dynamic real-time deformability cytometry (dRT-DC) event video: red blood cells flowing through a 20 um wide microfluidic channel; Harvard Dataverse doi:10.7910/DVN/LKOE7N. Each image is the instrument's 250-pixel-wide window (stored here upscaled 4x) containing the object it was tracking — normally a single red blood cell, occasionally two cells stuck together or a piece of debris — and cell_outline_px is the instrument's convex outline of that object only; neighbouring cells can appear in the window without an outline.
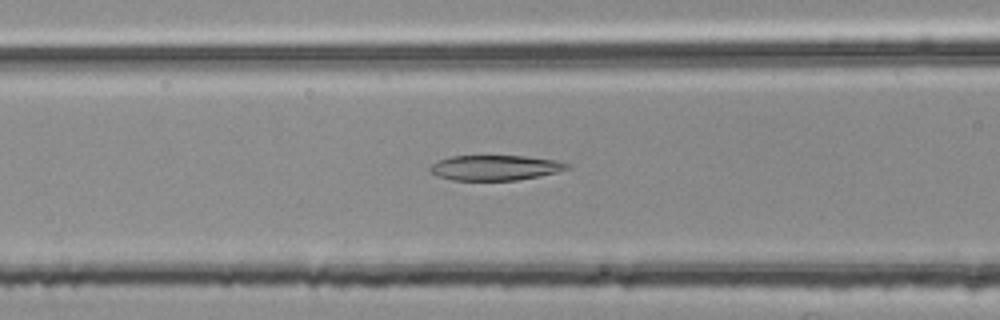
{"species": "common noctule bat (a hibernating species)", "species_latin": "Nyctalus noctula", "temperature_condition": "room temperature", "stored_images_in_passage": 43, "camera_frame_rate_fps": 3000, "um_per_image_px": 0.085, "animal": {"sex": "female", "body_mass_g": 25.1}, "frame": {"image": 1, "passage_image": 11, "time_ms": 3.333, "image_size_px": [1000, 320], "cell_outline_px": [[568, 168], [556, 172], [516, 180], [452, 180], [436, 176], [428, 172], [428, 168], [436, 160], [452, 156], [524, 156], [556, 160], [568, 164]], "centroid_in_image_um": [41.98, 14.25], "position_along_channel_um": 124.6, "area_um2": 20.0}}
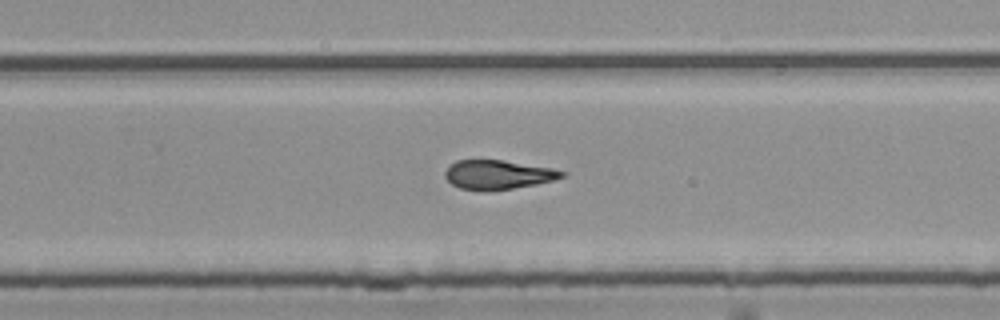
{"frame": {"image": 2, "passage_image": 24, "time_ms": 7.667, "image_size_px": [1000, 320], "cell_outline_px": [[568, 172], [564, 176], [552, 180], [536, 184], [488, 192], [460, 188], [452, 184], [444, 176], [444, 172], [456, 160], [504, 160], [552, 168]], "centroid_in_image_um": [42.32, 14.85], "position_along_channel_um": 287.5, "area_um2": 19.88}}
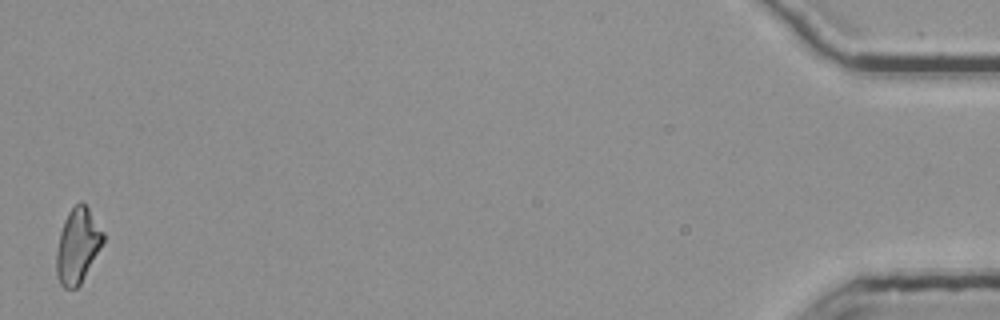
{"frame": {"image": 3, "passage_image": 43, "time_ms": 14.0, "image_size_px": [1000, 320], "cell_outline_px": [[104, 240], [100, 248], [80, 284], [76, 288], [64, 288], [60, 284], [56, 276], [56, 252], [60, 232], [64, 220], [68, 212], [80, 200], [88, 208], [104, 232]], "centroid_in_image_um": [6.58, 20.88], "position_along_channel_um": 428.6, "area_um2": 20.23}, "authors_computed_cell_mechanics": {"area_um2": 20.4612, "velocity_mm_per_s": 3.7661, "shape_relaxation_time_tau1_ms": null, "shape_relaxation_time_tau2_ms": 4.075, "deformation_change_tau1": null, "deformation_change_tau2": 0.1318}}